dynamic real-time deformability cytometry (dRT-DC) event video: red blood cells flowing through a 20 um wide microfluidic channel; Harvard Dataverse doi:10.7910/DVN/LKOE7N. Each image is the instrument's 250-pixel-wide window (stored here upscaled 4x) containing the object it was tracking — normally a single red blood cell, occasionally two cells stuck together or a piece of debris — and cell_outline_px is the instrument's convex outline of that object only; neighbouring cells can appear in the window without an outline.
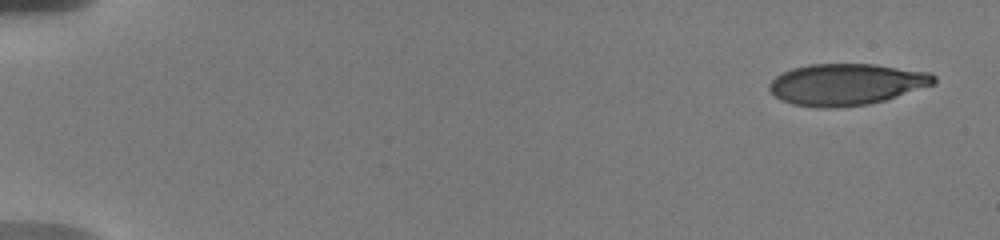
{"species": "human", "species_latin": "Homo sapiens", "temperature_condition": "warm", "stored_images_in_passage": 32, "camera_frame_rate_fps": 3000, "um_per_image_px": 0.085, "donor": {"sex": "male"}, "frame": {"image": 1, "passage_image": 1, "time_ms": 0.0, "image_size_px": [1000, 240], "cell_outline_px": [[936, 84], [884, 100], [868, 104], [836, 108], [820, 108], [792, 104], [780, 100], [768, 88], [768, 84], [776, 76], [792, 68], [808, 64], [876, 64], [932, 72], [936, 76]], "centroid_in_image_um": [71.96, 7.16], "position_along_channel_um": 13.0, "area_um2": 40.11}}
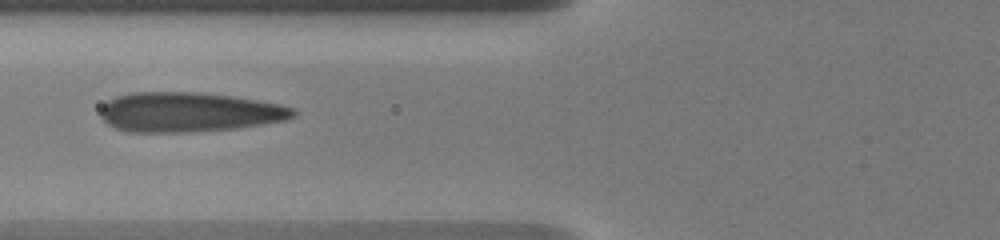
{"frame": {"image": 2, "passage_image": 13, "time_ms": 7.0, "image_size_px": [1000, 240], "cell_outline_px": [[296, 116], [288, 120], [236, 128], [192, 132], [128, 132], [116, 128], [108, 124], [100, 116], [100, 108], [108, 100], [116, 96], [132, 92], [200, 92], [232, 96], [280, 104], [296, 108]], "centroid_in_image_um": [16.07, 9.53], "position_along_channel_um": 109.7, "area_um2": 44.85}}
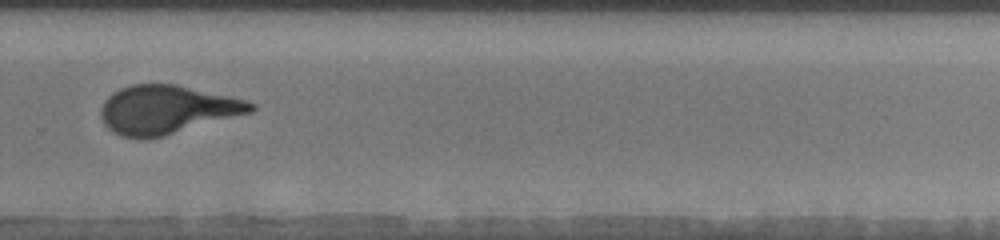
{"frame": {"image": 3, "passage_image": 22, "time_ms": 12.667, "image_size_px": [1000, 240], "cell_outline_px": [[256, 108], [252, 112], [164, 136], [124, 136], [108, 128], [104, 124], [100, 116], [100, 108], [104, 100], [112, 92], [120, 88], [132, 84], [176, 84], [248, 100], [256, 104]], "centroid_in_image_um": [14.21, 9.28], "position_along_channel_um": 315.6, "area_um2": 42.02}, "authors_computed_cell_mechanics": {"area_um2": 42.2807, "velocity_mm_per_s": 3.6351, "shape_relaxation_time_tau1_ms": 7.3993, "shape_relaxation_time_tau2_ms": null, "deformation_change_tau1": 0.2512, "deformation_change_tau2": null}}